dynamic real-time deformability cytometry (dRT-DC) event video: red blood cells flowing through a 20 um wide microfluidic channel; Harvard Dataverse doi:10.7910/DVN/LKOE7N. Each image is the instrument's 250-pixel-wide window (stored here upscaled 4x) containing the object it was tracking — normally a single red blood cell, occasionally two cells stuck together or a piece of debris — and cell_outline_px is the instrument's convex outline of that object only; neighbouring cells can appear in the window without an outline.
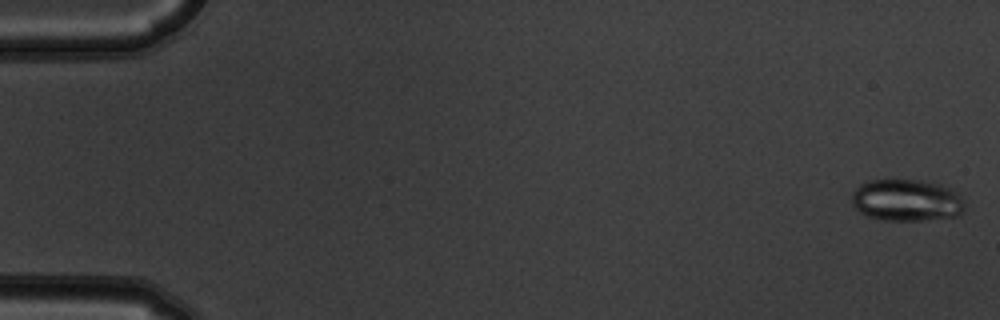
{"species": "common noctule bat (a hibernating species)", "species_latin": "Nyctalus noctula", "temperature_condition": "warm", "stored_images_in_passage": 6, "camera_frame_rate_fps": 3000, "um_per_image_px": 0.085, "animal": {"sex": "male", "body_mass_g": 19.5, "forearm_length_mm": 54.6}, "frame": {"image": 1, "passage_image": 1, "time_ms": 0.0, "image_size_px": [1000, 320], "cell_outline_px": [[964, 212], [960, 216], [920, 220], [884, 220], [868, 216], [860, 212], [852, 204], [852, 192], [860, 184], [868, 180], [924, 180], [940, 184], [952, 188], [964, 200]], "centroid_in_image_um": [77.09, 17.01], "position_along_channel_um": 7.9, "area_um2": 27.8}}